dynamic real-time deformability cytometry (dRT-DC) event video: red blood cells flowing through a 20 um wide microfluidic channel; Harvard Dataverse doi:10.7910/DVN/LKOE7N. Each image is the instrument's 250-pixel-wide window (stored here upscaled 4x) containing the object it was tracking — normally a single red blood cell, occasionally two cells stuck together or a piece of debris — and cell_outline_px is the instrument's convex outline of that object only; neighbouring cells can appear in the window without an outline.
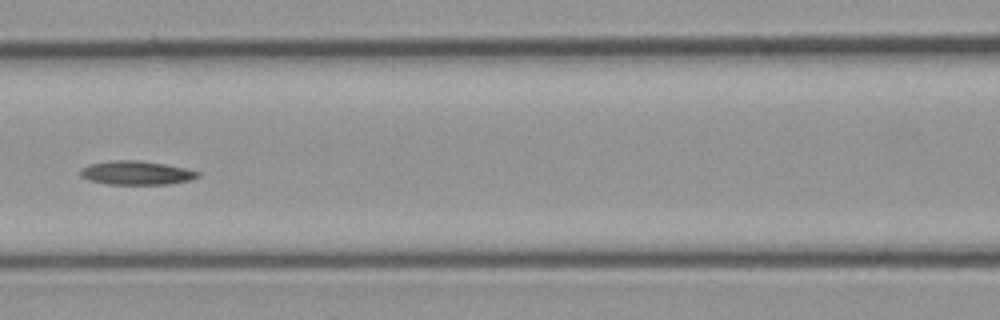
{"species": "common noctule bat (a hibernating species)", "species_latin": "Nyctalus noctula", "temperature_condition": "cold", "stored_images_in_passage": 9, "camera_frame_rate_fps": 3000, "um_per_image_px": 0.085, "animal": {"sex": "male", "body_mass_g": 23.1, "forearm_length_mm": 52.7}, "frame": {"image": 1, "passage_image": 6, "time_ms": 7.0, "image_size_px": [1000, 320], "cell_outline_px": [[200, 176], [192, 180], [168, 184], [108, 184], [88, 180], [80, 176], [80, 172], [88, 164], [112, 160], [140, 160], [164, 164], [184, 168], [200, 172]], "centroid_in_image_um": [11.6, 14.69], "position_along_channel_um": 155.0, "area_um2": 16.3}}
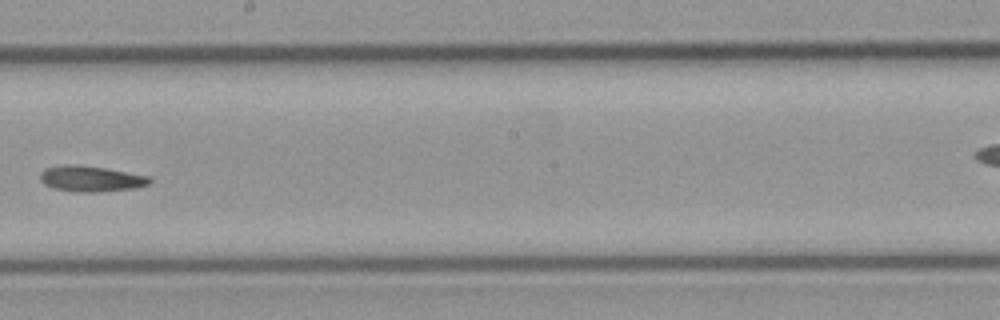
{"frame": {"image": 2, "passage_image": 8, "time_ms": 9.333, "image_size_px": [1000, 320], "cell_outline_px": [[152, 184], [136, 188], [100, 192], [80, 192], [52, 188], [44, 184], [40, 180], [40, 172], [44, 168], [68, 164], [80, 164], [104, 168], [148, 176], [152, 180]], "centroid_in_image_um": [7.73, 15.19], "position_along_channel_um": 240.5, "area_um2": 16.59}}
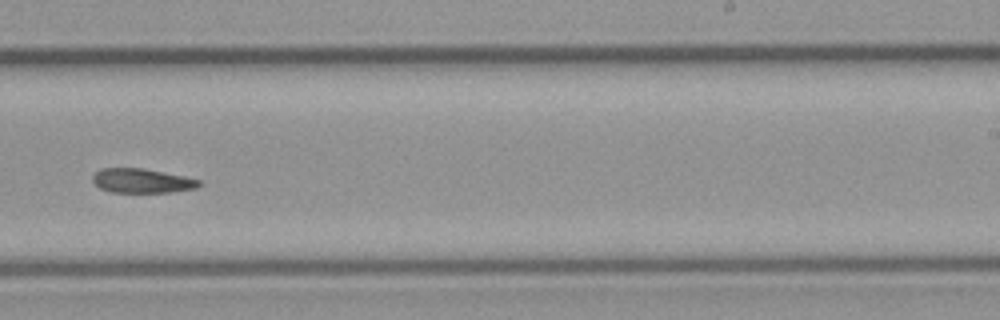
{"frame": {"image": 3, "passage_image": 9, "time_ms": 10.333, "image_size_px": [1000, 320], "cell_outline_px": [[204, 184], [196, 188], [172, 192], [112, 192], [100, 188], [92, 180], [92, 176], [100, 168], [144, 168], [184, 176], [200, 180]], "centroid_in_image_um": [12.09, 15.36], "position_along_channel_um": 276.9, "area_um2": 15.14}}